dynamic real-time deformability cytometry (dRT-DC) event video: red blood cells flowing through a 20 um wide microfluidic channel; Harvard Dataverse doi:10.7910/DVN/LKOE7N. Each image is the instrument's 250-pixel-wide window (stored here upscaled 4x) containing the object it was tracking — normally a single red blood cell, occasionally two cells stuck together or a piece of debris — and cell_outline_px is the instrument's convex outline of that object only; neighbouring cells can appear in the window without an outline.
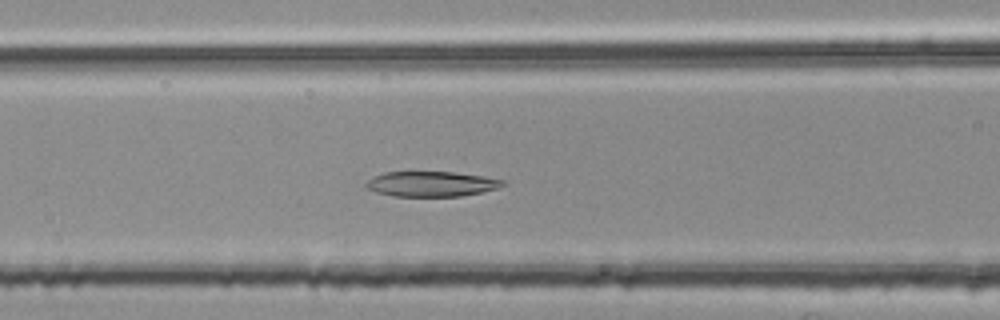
{"species": "common noctule bat (a hibernating species)", "species_latin": "Nyctalus noctula", "temperature_condition": "room temperature", "stored_images_in_passage": 44, "camera_frame_rate_fps": 3000, "um_per_image_px": 0.085, "animal": {"sex": "female", "body_mass_g": 25.1}, "frame": {"image": 1, "passage_image": 15, "time_ms": 4.667, "image_size_px": [1000, 320], "cell_outline_px": [[508, 184], [500, 188], [460, 196], [392, 196], [376, 192], [364, 188], [364, 184], [368, 180], [384, 172], [452, 172], [480, 176], [504, 180]], "centroid_in_image_um": [36.65, 15.64], "position_along_channel_um": 129.9, "area_um2": 20.0}}
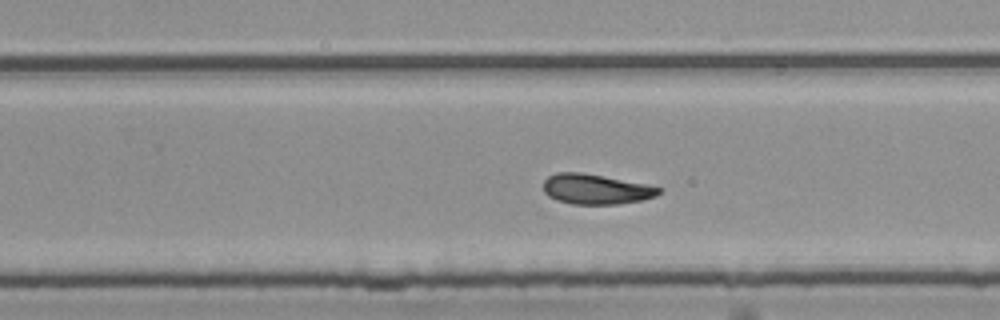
{"frame": {"image": 2, "passage_image": 27, "time_ms": 8.667, "image_size_px": [1000, 320], "cell_outline_px": [[660, 192], [656, 196], [644, 200], [620, 204], [572, 204], [556, 200], [548, 196], [544, 192], [544, 180], [548, 176], [556, 172], [580, 172], [644, 184], [660, 188]], "centroid_in_image_um": [50.61, 16.09], "position_along_channel_um": 279.2, "area_um2": 20.11}}
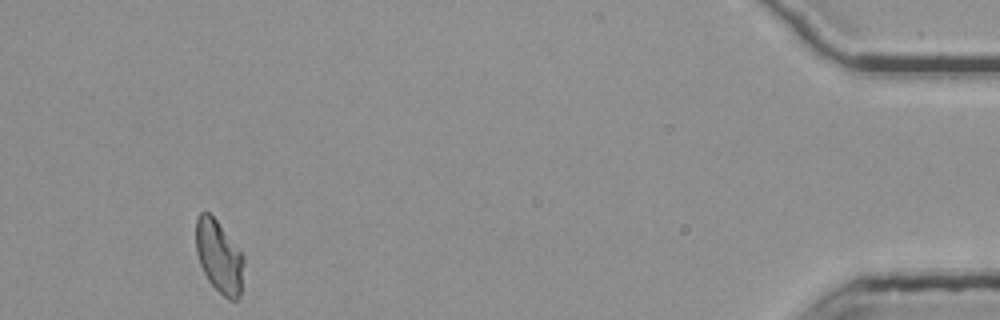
{"frame": {"image": 3, "passage_image": 44, "time_ms": 14.333, "image_size_px": [1000, 320], "cell_outline_px": [[244, 264], [240, 296], [236, 300], [228, 300], [208, 280], [200, 264], [196, 252], [196, 220], [200, 212], [208, 212], [216, 220], [244, 256]], "centroid_in_image_um": [18.62, 21.83], "position_along_channel_um": 416.6, "area_um2": 20.0}, "authors_computed_cell_mechanics": {"area_um2": 20.7213, "velocity_mm_per_s": 3.7474, "shape_relaxation_time_tau1_ms": null, "shape_relaxation_time_tau2_ms": 5.7058, "deformation_change_tau1": null, "deformation_change_tau2": 0.1135}}